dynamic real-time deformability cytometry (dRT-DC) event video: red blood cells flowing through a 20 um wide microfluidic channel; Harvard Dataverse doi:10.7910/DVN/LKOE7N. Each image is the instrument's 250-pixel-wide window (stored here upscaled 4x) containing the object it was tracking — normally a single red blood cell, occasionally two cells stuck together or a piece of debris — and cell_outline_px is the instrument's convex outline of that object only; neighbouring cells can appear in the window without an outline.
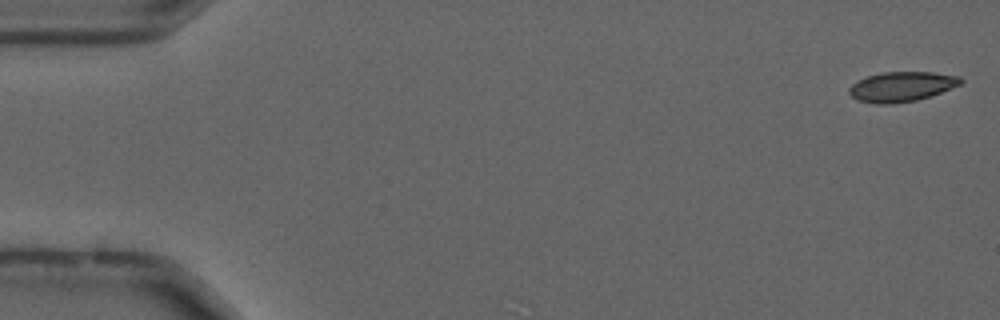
{"species": "common noctule bat (a hibernating species)", "species_latin": "Nyctalus noctula", "temperature_condition": "cold", "stored_images_in_passage": 15, "camera_frame_rate_fps": 3000, "um_per_image_px": 0.085, "animal": {"sex": "male", "forearm_length_mm": 52.5}, "frame": {"image": 1, "passage_image": 1, "time_ms": 0.0, "image_size_px": [1000, 320], "cell_outline_px": [[964, 80], [960, 84], [940, 92], [916, 100], [888, 104], [876, 104], [856, 100], [848, 92], [848, 88], [852, 84], [868, 76], [884, 72], [932, 72], [960, 76]], "centroid_in_image_um": [76.62, 7.36], "position_along_channel_um": 8.4, "area_um2": 19.19}}
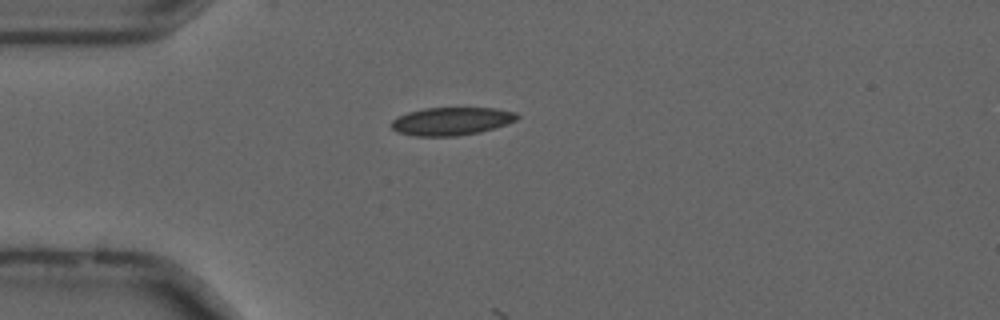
{"frame": {"image": 2, "passage_image": 14, "time_ms": 4.333, "image_size_px": [1000, 320], "cell_outline_px": [[520, 116], [516, 120], [508, 124], [480, 132], [456, 136], [416, 136], [396, 132], [392, 128], [392, 120], [408, 112], [424, 108], [496, 108], [516, 112]], "centroid_in_image_um": [38.4, 10.3], "position_along_channel_um": 46.6, "area_um2": 20.52}}